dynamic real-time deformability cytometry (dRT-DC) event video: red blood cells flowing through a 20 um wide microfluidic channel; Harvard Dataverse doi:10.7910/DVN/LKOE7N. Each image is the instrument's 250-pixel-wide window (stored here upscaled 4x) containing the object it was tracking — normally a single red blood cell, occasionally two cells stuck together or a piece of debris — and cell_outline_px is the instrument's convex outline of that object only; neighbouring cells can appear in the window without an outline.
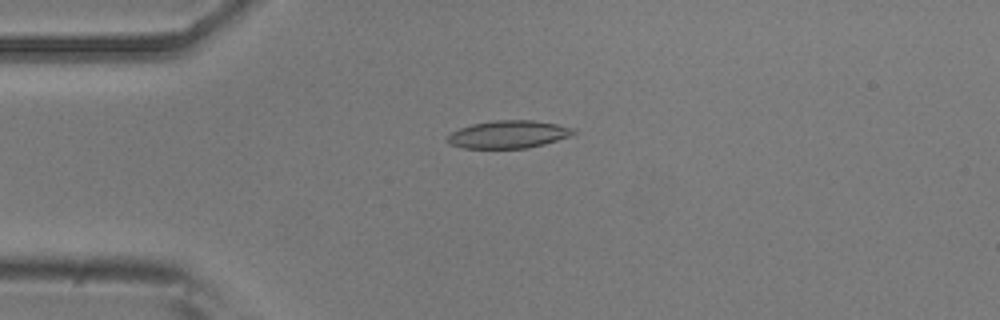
{"species": "common noctule bat (a hibernating species)", "species_latin": "Nyctalus noctula", "temperature_condition": "room temperature", "stored_images_in_passage": 53, "camera_frame_rate_fps": 3000, "um_per_image_px": 0.085, "animal": {"sex": "male", "body_mass_g": 20.5, "forearm_length_mm": 52.5}, "frame": {"image": 1, "passage_image": 13, "time_ms": 4.0, "image_size_px": [1000, 320], "cell_outline_px": [[576, 132], [572, 136], [544, 144], [528, 148], [464, 148], [448, 144], [448, 136], [452, 132], [460, 128], [472, 124], [492, 120], [532, 120], [556, 124], [572, 128]], "centroid_in_image_um": [43.22, 11.42], "position_along_channel_um": 41.8, "area_um2": 20.29}}
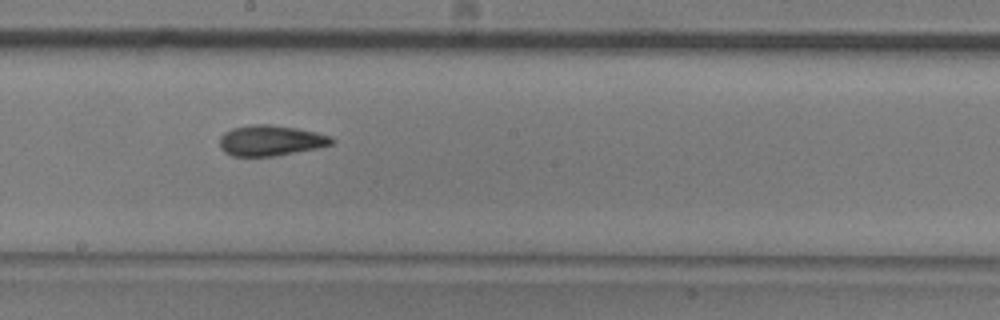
{"frame": {"image": 2, "passage_image": 29, "time_ms": 9.333, "image_size_px": [1000, 320], "cell_outline_px": [[336, 140], [332, 144], [316, 148], [276, 156], [232, 156], [224, 152], [220, 148], [220, 136], [224, 132], [232, 128], [252, 124], [268, 124], [296, 128], [316, 132], [328, 136]], "centroid_in_image_um": [22.97, 11.94], "position_along_channel_um": 225.2, "area_um2": 19.94}}
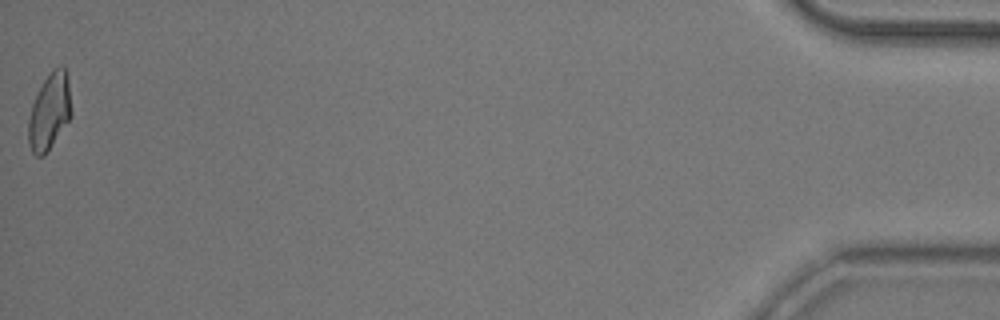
{"frame": {"image": 3, "passage_image": 53, "time_ms": 17.333, "image_size_px": [1000, 320], "cell_outline_px": [[72, 116], [44, 156], [36, 156], [32, 152], [28, 144], [28, 120], [32, 104], [44, 80], [52, 68], [60, 64], [64, 68], [68, 80], [72, 112]], "centroid_in_image_um": [4.21, 9.49], "position_along_channel_um": 431.0, "area_um2": 19.13}, "authors_computed_cell_mechanics": {"area_um2": 19.8254, "velocity_mm_per_s": 3.8253, "shape_relaxation_time_tau1_ms": 8.2526, "shape_relaxation_time_tau2_ms": 2.1229, "deformation_change_tau1": 0.2097, "deformation_change_tau2": 0.0995}}